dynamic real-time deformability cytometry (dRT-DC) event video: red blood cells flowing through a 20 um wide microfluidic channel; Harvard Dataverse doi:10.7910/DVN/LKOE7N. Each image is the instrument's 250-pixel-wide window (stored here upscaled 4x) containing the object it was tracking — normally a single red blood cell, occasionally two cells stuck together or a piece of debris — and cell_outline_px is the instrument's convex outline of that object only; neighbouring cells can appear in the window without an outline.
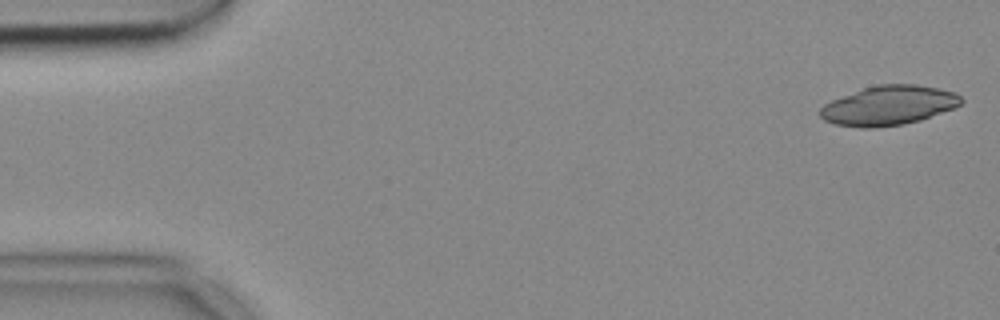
{"species": "common noctule bat (a hibernating species)", "species_latin": "Nyctalus noctula", "temperature_condition": "cold", "stored_images_in_passage": 50, "camera_frame_rate_fps": 3000, "um_per_image_px": 0.085, "animal": {"sex": "female", "body_mass_g": 18.4}, "frame": {"image": 1, "passage_image": 1, "time_ms": 0.0, "image_size_px": [1000, 320], "cell_outline_px": [[964, 100], [960, 104], [952, 108], [920, 120], [904, 124], [872, 128], [864, 128], [836, 124], [824, 120], [820, 116], [820, 108], [824, 104], [832, 100], [864, 88], [880, 84], [916, 84], [956, 92]], "centroid_in_image_um": [75.53, 8.96], "position_along_channel_um": 9.5, "area_um2": 32.08}}